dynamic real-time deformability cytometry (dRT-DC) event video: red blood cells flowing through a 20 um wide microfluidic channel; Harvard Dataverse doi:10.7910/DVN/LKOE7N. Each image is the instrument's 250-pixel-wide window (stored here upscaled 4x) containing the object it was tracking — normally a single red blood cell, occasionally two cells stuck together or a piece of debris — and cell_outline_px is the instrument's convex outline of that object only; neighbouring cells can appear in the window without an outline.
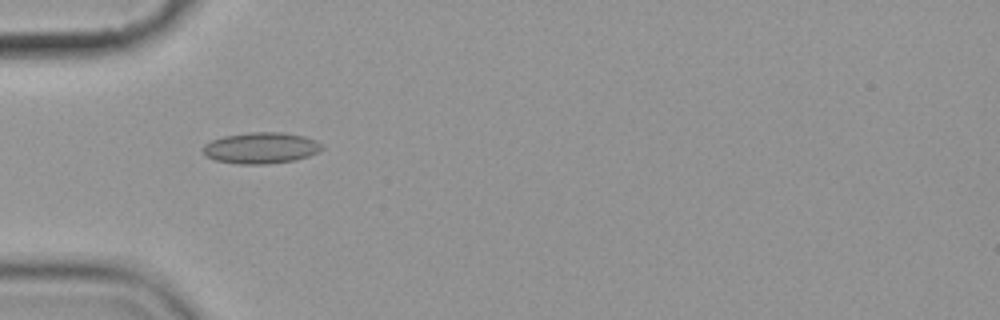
{"species": "common noctule bat (a hibernating species)", "species_latin": "Nyctalus noctula", "temperature_condition": "cold", "stored_images_in_passage": 9, "camera_frame_rate_fps": 3000, "um_per_image_px": 0.085, "animal": {"sex": "female", "body_mass_g": 19.9}, "frame": {"image": 1, "passage_image": 4, "time_ms": 3.333, "image_size_px": [1000, 320], "cell_outline_px": [[324, 148], [308, 156], [296, 160], [264, 164], [240, 164], [216, 160], [208, 156], [200, 148], [204, 144], [212, 140], [224, 136], [248, 132], [284, 132], [304, 136], [316, 140], [324, 144]], "centroid_in_image_um": [22.2, 12.56], "position_along_channel_um": 62.8, "area_um2": 21.68}}
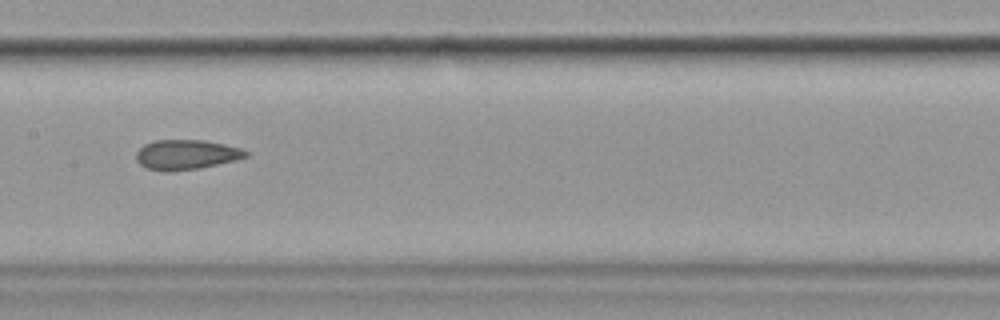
{"frame": {"image": 2, "passage_image": 7, "time_ms": 7.0, "image_size_px": [1000, 320], "cell_outline_px": [[248, 156], [236, 160], [200, 168], [172, 172], [164, 172], [148, 168], [140, 164], [136, 160], [136, 152], [144, 144], [156, 140], [204, 140], [224, 144], [240, 148], [248, 152]], "centroid_in_image_um": [15.82, 13.15], "position_along_channel_um": 191.6, "area_um2": 19.13}}
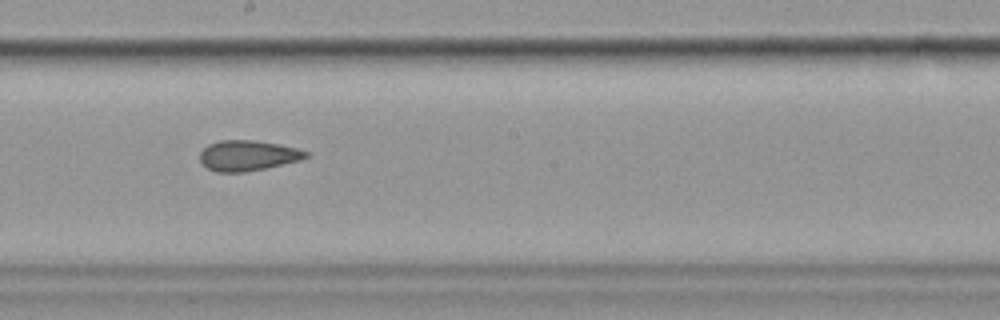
{"frame": {"image": 3, "passage_image": 8, "time_ms": 8.0, "image_size_px": [1000, 320], "cell_outline_px": [[308, 156], [300, 160], [264, 168], [244, 172], [216, 172], [208, 168], [200, 160], [200, 152], [208, 144], [220, 140], [252, 140], [280, 144], [296, 148], [308, 152]], "centroid_in_image_um": [21.04, 13.21], "position_along_channel_um": 227.2, "area_um2": 18.61}}